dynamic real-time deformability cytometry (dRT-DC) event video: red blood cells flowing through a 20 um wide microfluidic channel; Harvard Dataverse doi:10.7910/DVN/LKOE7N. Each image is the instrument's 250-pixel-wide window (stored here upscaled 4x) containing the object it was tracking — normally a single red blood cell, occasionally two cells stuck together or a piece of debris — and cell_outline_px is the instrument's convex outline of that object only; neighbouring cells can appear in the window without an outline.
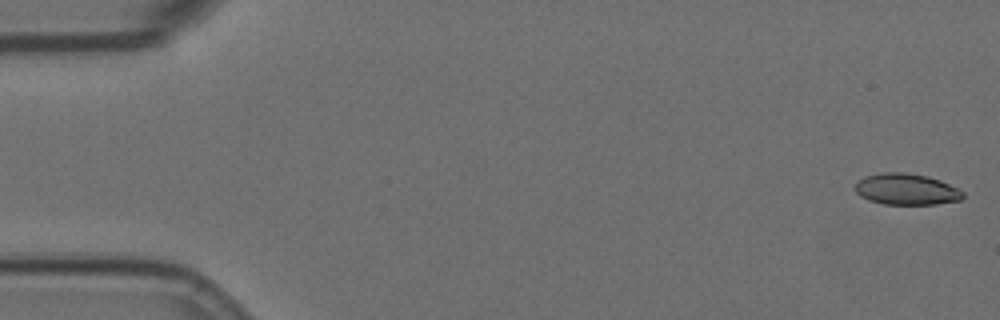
{"species": "Egyptian fruit bat (a non-hibernating species)", "species_latin": "Rousettus aegyptiacus", "temperature_condition": "room temperature", "stored_images_in_passage": 51, "camera_frame_rate_fps": 3000, "um_per_image_px": 0.085, "animal": {"sex": "female"}, "frame": {"image": 1, "passage_image": 1, "time_ms": 0.0, "image_size_px": [1000, 320], "cell_outline_px": [[964, 196], [960, 200], [936, 204], [884, 204], [868, 200], [860, 196], [856, 192], [856, 184], [864, 176], [880, 172], [904, 172], [928, 176], [940, 180], [964, 192]], "centroid_in_image_um": [77.03, 16.08], "position_along_channel_um": 8.0, "area_um2": 19.59}}
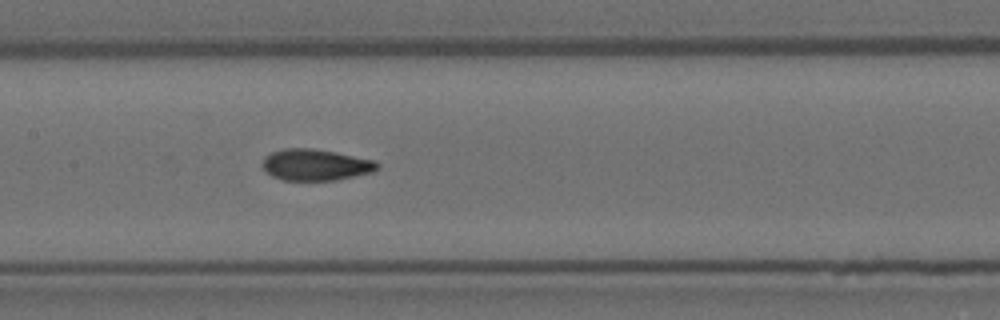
{"frame": {"image": 2, "passage_image": 27, "time_ms": 8.667, "image_size_px": [1000, 320], "cell_outline_px": [[380, 168], [372, 172], [336, 180], [284, 180], [272, 176], [260, 164], [264, 156], [272, 152], [284, 148], [312, 148], [336, 152], [376, 160], [380, 164]], "centroid_in_image_um": [26.84, 14.0], "position_along_channel_um": 180.6, "area_um2": 21.15}}
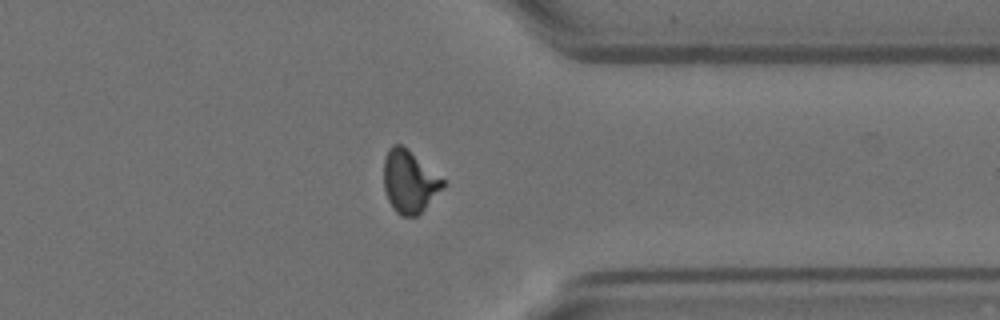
{"frame": {"image": 3, "passage_image": 44, "time_ms": 14.333, "image_size_px": [1000, 320], "cell_outline_px": [[448, 184], [416, 216], [400, 216], [396, 212], [388, 200], [384, 188], [384, 160], [388, 148], [392, 144], [400, 144], [408, 148], [444, 180]], "centroid_in_image_um": [34.8, 15.41], "position_along_channel_um": 376.6, "area_um2": 21.56}, "authors_computed_cell_mechanics": {"area_um2": 20.9236, "velocity_mm_per_s": 3.5747, "shape_relaxation_time_tau1_ms": 7.7462, "shape_relaxation_time_tau2_ms": 2.0744, "deformation_change_tau1": 0.2059, "deformation_change_tau2": 0.0629}}